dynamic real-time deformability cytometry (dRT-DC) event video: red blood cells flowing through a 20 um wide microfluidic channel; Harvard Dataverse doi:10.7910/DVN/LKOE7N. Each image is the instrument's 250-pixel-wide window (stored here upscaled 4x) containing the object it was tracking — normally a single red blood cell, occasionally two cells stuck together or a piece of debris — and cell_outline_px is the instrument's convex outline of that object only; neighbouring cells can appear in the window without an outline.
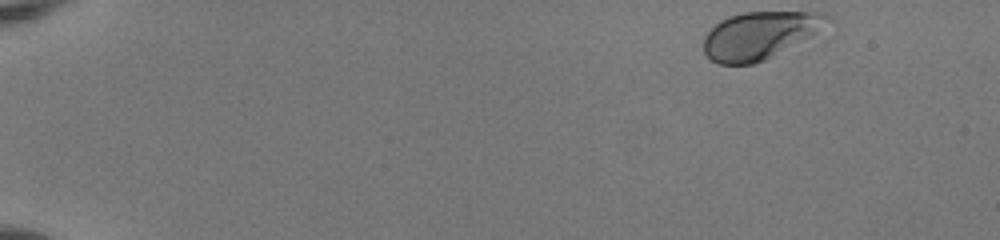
{"species": "human", "species_latin": "Homo sapiens", "temperature_condition": "room temperature", "stored_images_in_passage": 48, "camera_frame_rate_fps": 3000, "um_per_image_px": 0.085, "donor": {"sex": "female"}, "frame": {"image": 1, "passage_image": 1, "time_ms": 0.0, "image_size_px": [1000, 240], "cell_outline_px": [[832, 20], [816, 32], [764, 60], [752, 64], [716, 64], [704, 52], [704, 36], [720, 20], [744, 12], [824, 12], [832, 16]], "centroid_in_image_um": [64.56, 2.98], "position_along_channel_um": 20.4, "area_um2": 33.58}}
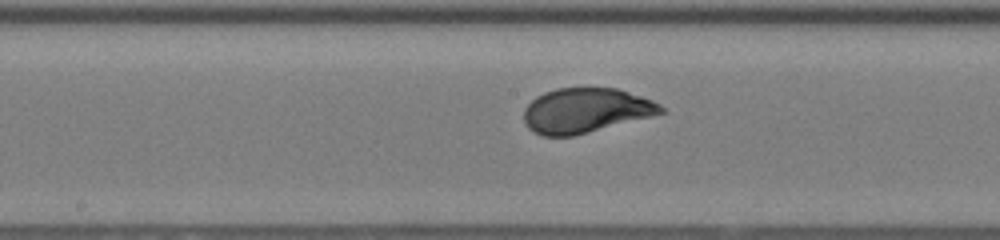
{"frame": {"image": 2, "passage_image": 25, "time_ms": 8.0, "image_size_px": [1000, 240], "cell_outline_px": [[664, 112], [652, 116], [572, 136], [540, 136], [532, 132], [524, 124], [524, 108], [536, 96], [544, 92], [556, 88], [616, 88], [652, 100], [660, 104], [664, 108]], "centroid_in_image_um": [49.73, 9.39], "position_along_channel_um": 198.5, "area_um2": 35.66}}
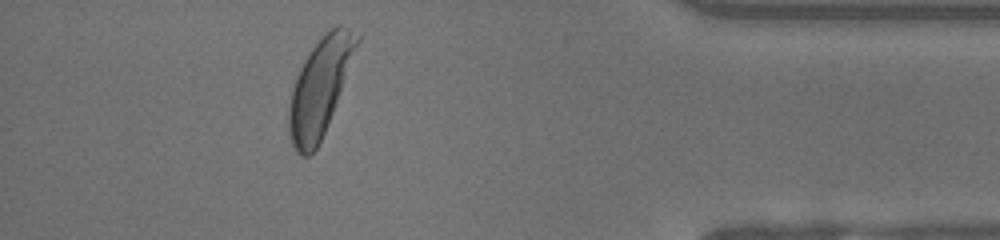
{"frame": {"image": 3, "passage_image": 43, "time_ms": 14.0, "image_size_px": [1000, 240], "cell_outline_px": [[360, 40], [332, 112], [324, 132], [316, 148], [308, 156], [300, 156], [296, 152], [292, 144], [288, 128], [288, 108], [292, 88], [300, 68], [308, 52], [324, 32], [336, 24], [340, 24], [348, 28], [360, 36]], "centroid_in_image_um": [27.17, 7.38], "position_along_channel_um": 408.0, "area_um2": 37.92}, "authors_computed_cell_mechanics": {"area_um2": 35.7493, "velocity_mm_per_s": 4.0256, "shape_relaxation_time_tau1_ms": 2.538, "shape_relaxation_time_tau2_ms": null, "deformation_change_tau1": 0.1372, "deformation_change_tau2": null}}